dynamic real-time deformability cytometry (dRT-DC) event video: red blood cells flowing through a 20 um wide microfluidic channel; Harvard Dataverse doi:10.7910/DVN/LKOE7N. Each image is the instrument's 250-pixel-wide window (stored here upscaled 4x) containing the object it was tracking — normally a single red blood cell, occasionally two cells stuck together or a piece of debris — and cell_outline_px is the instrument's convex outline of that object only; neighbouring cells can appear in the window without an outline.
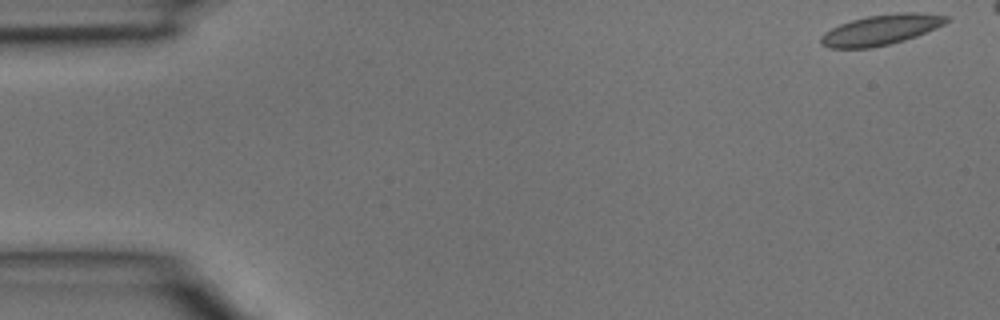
{"species": "common noctule bat (a hibernating species)", "species_latin": "Nyctalus noctula", "temperature_condition": "room temperature", "stored_images_in_passage": 5, "camera_frame_rate_fps": 3000, "um_per_image_px": 0.085, "animal": {"sex": "male", "body_mass_g": 15.6}, "frame": {"image": 1, "passage_image": 1, "time_ms": 0.0, "image_size_px": [1000, 320], "cell_outline_px": [[948, 20], [944, 24], [936, 28], [916, 36], [904, 40], [872, 48], [828, 48], [820, 44], [820, 36], [824, 32], [840, 24], [852, 20], [868, 16], [900, 12], [920, 12], [948, 16]], "centroid_in_image_um": [74.86, 2.53], "position_along_channel_um": 10.1, "area_um2": 22.14}}